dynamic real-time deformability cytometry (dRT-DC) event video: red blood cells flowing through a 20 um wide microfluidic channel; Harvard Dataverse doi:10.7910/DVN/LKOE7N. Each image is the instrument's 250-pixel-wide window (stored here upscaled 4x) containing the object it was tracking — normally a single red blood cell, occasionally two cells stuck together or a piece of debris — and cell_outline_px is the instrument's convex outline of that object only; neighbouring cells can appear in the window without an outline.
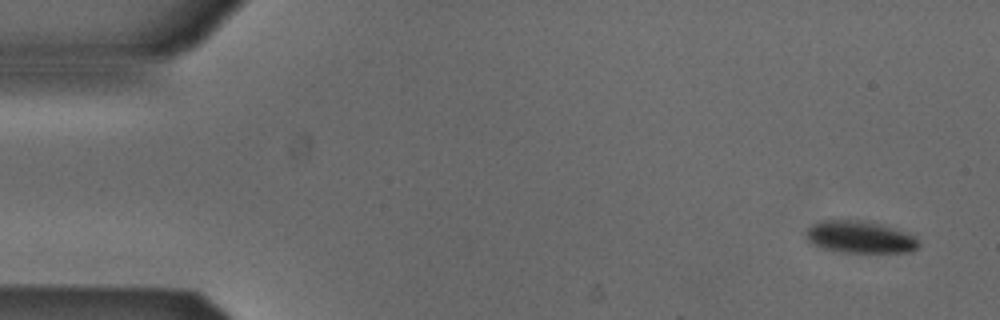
{"species": "Egyptian fruit bat (a non-hibernating species)", "species_latin": "Rousettus aegyptiacus", "temperature_condition": "cold", "stored_images_in_passage": 5, "camera_frame_rate_fps": 3000, "um_per_image_px": 0.085, "animal": {"sex": "male"}, "frame": {"image": 1, "passage_image": 1, "time_ms": 0.0, "image_size_px": [1000, 320], "cell_outline_px": [[920, 244], [916, 248], [908, 252], [844, 252], [824, 248], [812, 244], [804, 236], [804, 232], [812, 224], [820, 220], [856, 220], [880, 224], [916, 236]], "centroid_in_image_um": [73.05, 20.15], "position_along_channel_um": 11.9, "area_um2": 20.92}}